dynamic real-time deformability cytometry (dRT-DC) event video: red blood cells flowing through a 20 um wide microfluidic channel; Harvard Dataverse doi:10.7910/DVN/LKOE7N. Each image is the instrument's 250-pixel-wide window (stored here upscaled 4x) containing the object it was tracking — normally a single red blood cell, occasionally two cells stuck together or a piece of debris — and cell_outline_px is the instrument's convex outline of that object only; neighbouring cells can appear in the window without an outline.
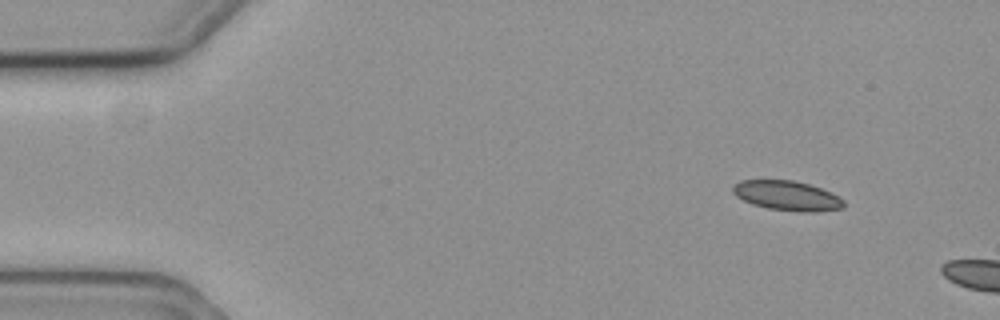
{"species": "common noctule bat (a hibernating species)", "species_latin": "Nyctalus noctula", "temperature_condition": "cold", "stored_images_in_passage": 2, "camera_frame_rate_fps": 3000, "um_per_image_px": 0.085, "animal": {"sex": "female", "body_mass_g": 19.3, "forearm_length_mm": 54.1}, "frame": {"image": 1, "passage_image": 1, "time_ms": 0.0, "image_size_px": [1000, 320], "cell_outline_px": [[844, 208], [816, 212], [800, 212], [768, 208], [752, 204], [736, 196], [732, 192], [732, 184], [740, 180], [792, 180], [808, 184], [820, 188], [844, 200]], "centroid_in_image_um": [66.86, 16.63], "position_along_channel_um": 18.1, "area_um2": 19.13}}